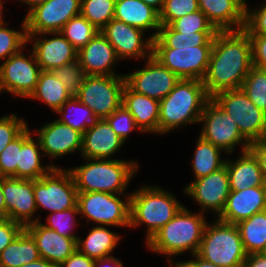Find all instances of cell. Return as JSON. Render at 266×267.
Segmentation results:
<instances>
[{
	"instance_id": "obj_6",
	"label": "cell",
	"mask_w": 266,
	"mask_h": 267,
	"mask_svg": "<svg viewBox=\"0 0 266 267\" xmlns=\"http://www.w3.org/2000/svg\"><path fill=\"white\" fill-rule=\"evenodd\" d=\"M215 220L207 222L196 254L220 267H244L247 253L237 225Z\"/></svg>"
},
{
	"instance_id": "obj_3",
	"label": "cell",
	"mask_w": 266,
	"mask_h": 267,
	"mask_svg": "<svg viewBox=\"0 0 266 267\" xmlns=\"http://www.w3.org/2000/svg\"><path fill=\"white\" fill-rule=\"evenodd\" d=\"M210 97L200 80H183L160 100L158 134H168L190 124H198Z\"/></svg>"
},
{
	"instance_id": "obj_9",
	"label": "cell",
	"mask_w": 266,
	"mask_h": 267,
	"mask_svg": "<svg viewBox=\"0 0 266 267\" xmlns=\"http://www.w3.org/2000/svg\"><path fill=\"white\" fill-rule=\"evenodd\" d=\"M33 193L38 209L50 213L74 208L78 191L68 169L53 168L48 174L33 180Z\"/></svg>"
},
{
	"instance_id": "obj_35",
	"label": "cell",
	"mask_w": 266,
	"mask_h": 267,
	"mask_svg": "<svg viewBox=\"0 0 266 267\" xmlns=\"http://www.w3.org/2000/svg\"><path fill=\"white\" fill-rule=\"evenodd\" d=\"M195 152L193 155L192 171L194 179H198L217 171L225 165L226 159L221 158L223 152L211 142L204 140L200 135L196 140Z\"/></svg>"
},
{
	"instance_id": "obj_15",
	"label": "cell",
	"mask_w": 266,
	"mask_h": 267,
	"mask_svg": "<svg viewBox=\"0 0 266 267\" xmlns=\"http://www.w3.org/2000/svg\"><path fill=\"white\" fill-rule=\"evenodd\" d=\"M80 12L81 0H48L25 15L26 34L60 32Z\"/></svg>"
},
{
	"instance_id": "obj_54",
	"label": "cell",
	"mask_w": 266,
	"mask_h": 267,
	"mask_svg": "<svg viewBox=\"0 0 266 267\" xmlns=\"http://www.w3.org/2000/svg\"><path fill=\"white\" fill-rule=\"evenodd\" d=\"M244 267H266V256L262 253H253L246 256Z\"/></svg>"
},
{
	"instance_id": "obj_18",
	"label": "cell",
	"mask_w": 266,
	"mask_h": 267,
	"mask_svg": "<svg viewBox=\"0 0 266 267\" xmlns=\"http://www.w3.org/2000/svg\"><path fill=\"white\" fill-rule=\"evenodd\" d=\"M2 192L6 204V219L21 224L24 228L40 221L34 218L37 206L33 193V180L3 177Z\"/></svg>"
},
{
	"instance_id": "obj_30",
	"label": "cell",
	"mask_w": 266,
	"mask_h": 267,
	"mask_svg": "<svg viewBox=\"0 0 266 267\" xmlns=\"http://www.w3.org/2000/svg\"><path fill=\"white\" fill-rule=\"evenodd\" d=\"M121 235L110 231L107 226H93L85 239L78 238L77 249L94 260L109 257L120 242Z\"/></svg>"
},
{
	"instance_id": "obj_31",
	"label": "cell",
	"mask_w": 266,
	"mask_h": 267,
	"mask_svg": "<svg viewBox=\"0 0 266 267\" xmlns=\"http://www.w3.org/2000/svg\"><path fill=\"white\" fill-rule=\"evenodd\" d=\"M71 97L64 84L50 70L40 72L35 90L28 98L44 102L56 113Z\"/></svg>"
},
{
	"instance_id": "obj_20",
	"label": "cell",
	"mask_w": 266,
	"mask_h": 267,
	"mask_svg": "<svg viewBox=\"0 0 266 267\" xmlns=\"http://www.w3.org/2000/svg\"><path fill=\"white\" fill-rule=\"evenodd\" d=\"M33 132L39 139L44 156L55 159L81 152L82 133L58 119L44 124L42 128Z\"/></svg>"
},
{
	"instance_id": "obj_57",
	"label": "cell",
	"mask_w": 266,
	"mask_h": 267,
	"mask_svg": "<svg viewBox=\"0 0 266 267\" xmlns=\"http://www.w3.org/2000/svg\"><path fill=\"white\" fill-rule=\"evenodd\" d=\"M2 179L3 177L0 175V217L6 219V204L4 201V196L2 192Z\"/></svg>"
},
{
	"instance_id": "obj_27",
	"label": "cell",
	"mask_w": 266,
	"mask_h": 267,
	"mask_svg": "<svg viewBox=\"0 0 266 267\" xmlns=\"http://www.w3.org/2000/svg\"><path fill=\"white\" fill-rule=\"evenodd\" d=\"M114 19L144 32L155 29L149 34L152 39L157 37L161 27L159 12L142 0H116Z\"/></svg>"
},
{
	"instance_id": "obj_64",
	"label": "cell",
	"mask_w": 266,
	"mask_h": 267,
	"mask_svg": "<svg viewBox=\"0 0 266 267\" xmlns=\"http://www.w3.org/2000/svg\"><path fill=\"white\" fill-rule=\"evenodd\" d=\"M5 218H3V217H0V223L4 220Z\"/></svg>"
},
{
	"instance_id": "obj_33",
	"label": "cell",
	"mask_w": 266,
	"mask_h": 267,
	"mask_svg": "<svg viewBox=\"0 0 266 267\" xmlns=\"http://www.w3.org/2000/svg\"><path fill=\"white\" fill-rule=\"evenodd\" d=\"M217 32H195L181 34L169 25H161L158 35L153 39V48H174L212 46Z\"/></svg>"
},
{
	"instance_id": "obj_59",
	"label": "cell",
	"mask_w": 266,
	"mask_h": 267,
	"mask_svg": "<svg viewBox=\"0 0 266 267\" xmlns=\"http://www.w3.org/2000/svg\"><path fill=\"white\" fill-rule=\"evenodd\" d=\"M145 4L153 7L158 12H160L163 8L165 0H142Z\"/></svg>"
},
{
	"instance_id": "obj_14",
	"label": "cell",
	"mask_w": 266,
	"mask_h": 267,
	"mask_svg": "<svg viewBox=\"0 0 266 267\" xmlns=\"http://www.w3.org/2000/svg\"><path fill=\"white\" fill-rule=\"evenodd\" d=\"M145 64L143 69L124 74L125 84L136 93L160 101L173 90L180 78L153 56L146 59Z\"/></svg>"
},
{
	"instance_id": "obj_39",
	"label": "cell",
	"mask_w": 266,
	"mask_h": 267,
	"mask_svg": "<svg viewBox=\"0 0 266 267\" xmlns=\"http://www.w3.org/2000/svg\"><path fill=\"white\" fill-rule=\"evenodd\" d=\"M241 89L256 107L266 113V70L253 66Z\"/></svg>"
},
{
	"instance_id": "obj_32",
	"label": "cell",
	"mask_w": 266,
	"mask_h": 267,
	"mask_svg": "<svg viewBox=\"0 0 266 267\" xmlns=\"http://www.w3.org/2000/svg\"><path fill=\"white\" fill-rule=\"evenodd\" d=\"M40 258L36 242L24 228L21 233L1 252L0 267H20Z\"/></svg>"
},
{
	"instance_id": "obj_29",
	"label": "cell",
	"mask_w": 266,
	"mask_h": 267,
	"mask_svg": "<svg viewBox=\"0 0 266 267\" xmlns=\"http://www.w3.org/2000/svg\"><path fill=\"white\" fill-rule=\"evenodd\" d=\"M32 134L28 127L22 132V146L17 164V178L20 179L36 180L48 174L53 168H57L54 163L42 165L41 157L44 153H41L43 150L39 139L35 141Z\"/></svg>"
},
{
	"instance_id": "obj_17",
	"label": "cell",
	"mask_w": 266,
	"mask_h": 267,
	"mask_svg": "<svg viewBox=\"0 0 266 267\" xmlns=\"http://www.w3.org/2000/svg\"><path fill=\"white\" fill-rule=\"evenodd\" d=\"M100 32L108 39L121 60L148 59L152 56L153 39L144 38L145 32L138 28L112 19Z\"/></svg>"
},
{
	"instance_id": "obj_4",
	"label": "cell",
	"mask_w": 266,
	"mask_h": 267,
	"mask_svg": "<svg viewBox=\"0 0 266 267\" xmlns=\"http://www.w3.org/2000/svg\"><path fill=\"white\" fill-rule=\"evenodd\" d=\"M86 164L68 168L78 192L124 194L135 177L139 164L135 160L83 159Z\"/></svg>"
},
{
	"instance_id": "obj_43",
	"label": "cell",
	"mask_w": 266,
	"mask_h": 267,
	"mask_svg": "<svg viewBox=\"0 0 266 267\" xmlns=\"http://www.w3.org/2000/svg\"><path fill=\"white\" fill-rule=\"evenodd\" d=\"M52 71L64 84L71 96H76L79 93L80 86L83 84L86 74L78 59L57 67Z\"/></svg>"
},
{
	"instance_id": "obj_8",
	"label": "cell",
	"mask_w": 266,
	"mask_h": 267,
	"mask_svg": "<svg viewBox=\"0 0 266 267\" xmlns=\"http://www.w3.org/2000/svg\"><path fill=\"white\" fill-rule=\"evenodd\" d=\"M211 99L232 118L250 144L263 139L266 113L256 107L241 88L218 92Z\"/></svg>"
},
{
	"instance_id": "obj_13",
	"label": "cell",
	"mask_w": 266,
	"mask_h": 267,
	"mask_svg": "<svg viewBox=\"0 0 266 267\" xmlns=\"http://www.w3.org/2000/svg\"><path fill=\"white\" fill-rule=\"evenodd\" d=\"M212 46L153 48L152 56L180 79L200 80L205 77Z\"/></svg>"
},
{
	"instance_id": "obj_60",
	"label": "cell",
	"mask_w": 266,
	"mask_h": 267,
	"mask_svg": "<svg viewBox=\"0 0 266 267\" xmlns=\"http://www.w3.org/2000/svg\"><path fill=\"white\" fill-rule=\"evenodd\" d=\"M3 0H0V26H2L4 23H6L4 20L5 19H3V15H4V13H3Z\"/></svg>"
},
{
	"instance_id": "obj_62",
	"label": "cell",
	"mask_w": 266,
	"mask_h": 267,
	"mask_svg": "<svg viewBox=\"0 0 266 267\" xmlns=\"http://www.w3.org/2000/svg\"><path fill=\"white\" fill-rule=\"evenodd\" d=\"M262 140L266 143V131Z\"/></svg>"
},
{
	"instance_id": "obj_5",
	"label": "cell",
	"mask_w": 266,
	"mask_h": 267,
	"mask_svg": "<svg viewBox=\"0 0 266 267\" xmlns=\"http://www.w3.org/2000/svg\"><path fill=\"white\" fill-rule=\"evenodd\" d=\"M183 206L168 190L145 184L130 193L129 227L147 226L145 239L148 242Z\"/></svg>"
},
{
	"instance_id": "obj_19",
	"label": "cell",
	"mask_w": 266,
	"mask_h": 267,
	"mask_svg": "<svg viewBox=\"0 0 266 267\" xmlns=\"http://www.w3.org/2000/svg\"><path fill=\"white\" fill-rule=\"evenodd\" d=\"M30 42L41 71H52L77 59L78 51L60 32L27 34V43Z\"/></svg>"
},
{
	"instance_id": "obj_61",
	"label": "cell",
	"mask_w": 266,
	"mask_h": 267,
	"mask_svg": "<svg viewBox=\"0 0 266 267\" xmlns=\"http://www.w3.org/2000/svg\"><path fill=\"white\" fill-rule=\"evenodd\" d=\"M245 8L248 6L247 1L248 0H238Z\"/></svg>"
},
{
	"instance_id": "obj_11",
	"label": "cell",
	"mask_w": 266,
	"mask_h": 267,
	"mask_svg": "<svg viewBox=\"0 0 266 267\" xmlns=\"http://www.w3.org/2000/svg\"><path fill=\"white\" fill-rule=\"evenodd\" d=\"M202 131L200 136L223 152L232 154L237 146L241 151L249 150L250 143L242 136L237 124L211 98L207 101L200 116Z\"/></svg>"
},
{
	"instance_id": "obj_51",
	"label": "cell",
	"mask_w": 266,
	"mask_h": 267,
	"mask_svg": "<svg viewBox=\"0 0 266 267\" xmlns=\"http://www.w3.org/2000/svg\"><path fill=\"white\" fill-rule=\"evenodd\" d=\"M94 259L89 258L76 249L62 264L58 267H94Z\"/></svg>"
},
{
	"instance_id": "obj_37",
	"label": "cell",
	"mask_w": 266,
	"mask_h": 267,
	"mask_svg": "<svg viewBox=\"0 0 266 267\" xmlns=\"http://www.w3.org/2000/svg\"><path fill=\"white\" fill-rule=\"evenodd\" d=\"M60 33L79 51L99 33V30L80 14L71 18Z\"/></svg>"
},
{
	"instance_id": "obj_49",
	"label": "cell",
	"mask_w": 266,
	"mask_h": 267,
	"mask_svg": "<svg viewBox=\"0 0 266 267\" xmlns=\"http://www.w3.org/2000/svg\"><path fill=\"white\" fill-rule=\"evenodd\" d=\"M254 67L266 70V35H249Z\"/></svg>"
},
{
	"instance_id": "obj_53",
	"label": "cell",
	"mask_w": 266,
	"mask_h": 267,
	"mask_svg": "<svg viewBox=\"0 0 266 267\" xmlns=\"http://www.w3.org/2000/svg\"><path fill=\"white\" fill-rule=\"evenodd\" d=\"M191 257H194V260L193 258H191L192 260L191 259L188 261L184 260L182 262L179 260L177 262H174V265L172 267H220L218 265H215L211 262L204 260L197 254L191 255Z\"/></svg>"
},
{
	"instance_id": "obj_55",
	"label": "cell",
	"mask_w": 266,
	"mask_h": 267,
	"mask_svg": "<svg viewBox=\"0 0 266 267\" xmlns=\"http://www.w3.org/2000/svg\"><path fill=\"white\" fill-rule=\"evenodd\" d=\"M94 267H124V265L123 262L120 261V259L115 258L111 255L106 258L95 260Z\"/></svg>"
},
{
	"instance_id": "obj_25",
	"label": "cell",
	"mask_w": 266,
	"mask_h": 267,
	"mask_svg": "<svg viewBox=\"0 0 266 267\" xmlns=\"http://www.w3.org/2000/svg\"><path fill=\"white\" fill-rule=\"evenodd\" d=\"M198 4L218 31L244 29L246 8L238 0H198Z\"/></svg>"
},
{
	"instance_id": "obj_24",
	"label": "cell",
	"mask_w": 266,
	"mask_h": 267,
	"mask_svg": "<svg viewBox=\"0 0 266 267\" xmlns=\"http://www.w3.org/2000/svg\"><path fill=\"white\" fill-rule=\"evenodd\" d=\"M25 229L34 238L40 258L51 262L56 267L77 249L78 239L65 238L55 230L42 225L40 221L27 225Z\"/></svg>"
},
{
	"instance_id": "obj_40",
	"label": "cell",
	"mask_w": 266,
	"mask_h": 267,
	"mask_svg": "<svg viewBox=\"0 0 266 267\" xmlns=\"http://www.w3.org/2000/svg\"><path fill=\"white\" fill-rule=\"evenodd\" d=\"M8 23L0 26V61L8 59L27 46L26 22L22 21L21 30L7 28ZM6 26V27H5Z\"/></svg>"
},
{
	"instance_id": "obj_52",
	"label": "cell",
	"mask_w": 266,
	"mask_h": 267,
	"mask_svg": "<svg viewBox=\"0 0 266 267\" xmlns=\"http://www.w3.org/2000/svg\"><path fill=\"white\" fill-rule=\"evenodd\" d=\"M249 150L257 158L266 183V143L261 139L250 144Z\"/></svg>"
},
{
	"instance_id": "obj_34",
	"label": "cell",
	"mask_w": 266,
	"mask_h": 267,
	"mask_svg": "<svg viewBox=\"0 0 266 267\" xmlns=\"http://www.w3.org/2000/svg\"><path fill=\"white\" fill-rule=\"evenodd\" d=\"M236 225L247 255L261 253L266 247V210L255 213Z\"/></svg>"
},
{
	"instance_id": "obj_47",
	"label": "cell",
	"mask_w": 266,
	"mask_h": 267,
	"mask_svg": "<svg viewBox=\"0 0 266 267\" xmlns=\"http://www.w3.org/2000/svg\"><path fill=\"white\" fill-rule=\"evenodd\" d=\"M116 134L125 142L129 134L139 128L131 113L121 104L110 116L105 119Z\"/></svg>"
},
{
	"instance_id": "obj_45",
	"label": "cell",
	"mask_w": 266,
	"mask_h": 267,
	"mask_svg": "<svg viewBox=\"0 0 266 267\" xmlns=\"http://www.w3.org/2000/svg\"><path fill=\"white\" fill-rule=\"evenodd\" d=\"M28 124L23 118H19L16 114L4 115L0 118V154L6 146L17 138L26 128Z\"/></svg>"
},
{
	"instance_id": "obj_10",
	"label": "cell",
	"mask_w": 266,
	"mask_h": 267,
	"mask_svg": "<svg viewBox=\"0 0 266 267\" xmlns=\"http://www.w3.org/2000/svg\"><path fill=\"white\" fill-rule=\"evenodd\" d=\"M124 76L86 75L75 96L97 119H106L122 104Z\"/></svg>"
},
{
	"instance_id": "obj_41",
	"label": "cell",
	"mask_w": 266,
	"mask_h": 267,
	"mask_svg": "<svg viewBox=\"0 0 266 267\" xmlns=\"http://www.w3.org/2000/svg\"><path fill=\"white\" fill-rule=\"evenodd\" d=\"M76 215H80L77 205L68 210L49 213L46 218L47 223H42V225L51 230H55L65 238L78 239L79 236L72 231L77 226Z\"/></svg>"
},
{
	"instance_id": "obj_58",
	"label": "cell",
	"mask_w": 266,
	"mask_h": 267,
	"mask_svg": "<svg viewBox=\"0 0 266 267\" xmlns=\"http://www.w3.org/2000/svg\"><path fill=\"white\" fill-rule=\"evenodd\" d=\"M15 1H19L21 3H24L27 8L29 9L27 14L34 9L36 6L43 4L44 2L48 1V0H15Z\"/></svg>"
},
{
	"instance_id": "obj_23",
	"label": "cell",
	"mask_w": 266,
	"mask_h": 267,
	"mask_svg": "<svg viewBox=\"0 0 266 267\" xmlns=\"http://www.w3.org/2000/svg\"><path fill=\"white\" fill-rule=\"evenodd\" d=\"M264 210H266V186L250 187L240 191H230L225 207L217 219L237 224Z\"/></svg>"
},
{
	"instance_id": "obj_50",
	"label": "cell",
	"mask_w": 266,
	"mask_h": 267,
	"mask_svg": "<svg viewBox=\"0 0 266 267\" xmlns=\"http://www.w3.org/2000/svg\"><path fill=\"white\" fill-rule=\"evenodd\" d=\"M24 227L10 219L0 223V254L21 233Z\"/></svg>"
},
{
	"instance_id": "obj_2",
	"label": "cell",
	"mask_w": 266,
	"mask_h": 267,
	"mask_svg": "<svg viewBox=\"0 0 266 267\" xmlns=\"http://www.w3.org/2000/svg\"><path fill=\"white\" fill-rule=\"evenodd\" d=\"M196 213L183 206L166 225L145 242L147 248L154 253L166 255L170 267L174 265V256L188 251L191 255L196 254L207 224L204 213Z\"/></svg>"
},
{
	"instance_id": "obj_16",
	"label": "cell",
	"mask_w": 266,
	"mask_h": 267,
	"mask_svg": "<svg viewBox=\"0 0 266 267\" xmlns=\"http://www.w3.org/2000/svg\"><path fill=\"white\" fill-rule=\"evenodd\" d=\"M184 193L199 204L201 213L205 211L214 212V216H219L223 211L227 197L230 193V183L227 168H222L210 173L207 176L194 179L184 189Z\"/></svg>"
},
{
	"instance_id": "obj_7",
	"label": "cell",
	"mask_w": 266,
	"mask_h": 267,
	"mask_svg": "<svg viewBox=\"0 0 266 267\" xmlns=\"http://www.w3.org/2000/svg\"><path fill=\"white\" fill-rule=\"evenodd\" d=\"M78 192L77 206L82 218L102 226L127 227L130 224V193ZM89 220V221H88Z\"/></svg>"
},
{
	"instance_id": "obj_12",
	"label": "cell",
	"mask_w": 266,
	"mask_h": 267,
	"mask_svg": "<svg viewBox=\"0 0 266 267\" xmlns=\"http://www.w3.org/2000/svg\"><path fill=\"white\" fill-rule=\"evenodd\" d=\"M0 64V94L6 91L14 96L13 99L17 96L28 98L35 90L41 72L34 52H28L27 57L21 49Z\"/></svg>"
},
{
	"instance_id": "obj_46",
	"label": "cell",
	"mask_w": 266,
	"mask_h": 267,
	"mask_svg": "<svg viewBox=\"0 0 266 267\" xmlns=\"http://www.w3.org/2000/svg\"><path fill=\"white\" fill-rule=\"evenodd\" d=\"M22 146V133L10 142L0 154V175L17 178L19 151Z\"/></svg>"
},
{
	"instance_id": "obj_28",
	"label": "cell",
	"mask_w": 266,
	"mask_h": 267,
	"mask_svg": "<svg viewBox=\"0 0 266 267\" xmlns=\"http://www.w3.org/2000/svg\"><path fill=\"white\" fill-rule=\"evenodd\" d=\"M236 161L226 159L230 190L240 191L250 187L266 186L259 162L250 151L240 152Z\"/></svg>"
},
{
	"instance_id": "obj_21",
	"label": "cell",
	"mask_w": 266,
	"mask_h": 267,
	"mask_svg": "<svg viewBox=\"0 0 266 267\" xmlns=\"http://www.w3.org/2000/svg\"><path fill=\"white\" fill-rule=\"evenodd\" d=\"M77 59L86 75L124 76L113 70L114 64L120 59L114 47L100 31L78 51Z\"/></svg>"
},
{
	"instance_id": "obj_63",
	"label": "cell",
	"mask_w": 266,
	"mask_h": 267,
	"mask_svg": "<svg viewBox=\"0 0 266 267\" xmlns=\"http://www.w3.org/2000/svg\"><path fill=\"white\" fill-rule=\"evenodd\" d=\"M261 253L266 256V247L264 248V250Z\"/></svg>"
},
{
	"instance_id": "obj_26",
	"label": "cell",
	"mask_w": 266,
	"mask_h": 267,
	"mask_svg": "<svg viewBox=\"0 0 266 267\" xmlns=\"http://www.w3.org/2000/svg\"><path fill=\"white\" fill-rule=\"evenodd\" d=\"M122 104L131 113L140 132L158 133L160 101L132 91L126 84Z\"/></svg>"
},
{
	"instance_id": "obj_1",
	"label": "cell",
	"mask_w": 266,
	"mask_h": 267,
	"mask_svg": "<svg viewBox=\"0 0 266 267\" xmlns=\"http://www.w3.org/2000/svg\"><path fill=\"white\" fill-rule=\"evenodd\" d=\"M252 67L248 33L244 29L218 31L202 79L207 95L211 98L224 90L240 89Z\"/></svg>"
},
{
	"instance_id": "obj_44",
	"label": "cell",
	"mask_w": 266,
	"mask_h": 267,
	"mask_svg": "<svg viewBox=\"0 0 266 267\" xmlns=\"http://www.w3.org/2000/svg\"><path fill=\"white\" fill-rule=\"evenodd\" d=\"M199 10L198 0H165L159 12L161 25H169L172 21Z\"/></svg>"
},
{
	"instance_id": "obj_42",
	"label": "cell",
	"mask_w": 266,
	"mask_h": 267,
	"mask_svg": "<svg viewBox=\"0 0 266 267\" xmlns=\"http://www.w3.org/2000/svg\"><path fill=\"white\" fill-rule=\"evenodd\" d=\"M169 26L174 31L181 34L195 32H218L201 10L182 16L172 21Z\"/></svg>"
},
{
	"instance_id": "obj_48",
	"label": "cell",
	"mask_w": 266,
	"mask_h": 267,
	"mask_svg": "<svg viewBox=\"0 0 266 267\" xmlns=\"http://www.w3.org/2000/svg\"><path fill=\"white\" fill-rule=\"evenodd\" d=\"M261 5L254 10L246 7L244 30L248 35H266V2Z\"/></svg>"
},
{
	"instance_id": "obj_56",
	"label": "cell",
	"mask_w": 266,
	"mask_h": 267,
	"mask_svg": "<svg viewBox=\"0 0 266 267\" xmlns=\"http://www.w3.org/2000/svg\"><path fill=\"white\" fill-rule=\"evenodd\" d=\"M20 267H56V266L43 258H39L34 262L23 264Z\"/></svg>"
},
{
	"instance_id": "obj_22",
	"label": "cell",
	"mask_w": 266,
	"mask_h": 267,
	"mask_svg": "<svg viewBox=\"0 0 266 267\" xmlns=\"http://www.w3.org/2000/svg\"><path fill=\"white\" fill-rule=\"evenodd\" d=\"M124 143L105 119H97L82 134L80 154L83 159H112Z\"/></svg>"
},
{
	"instance_id": "obj_36",
	"label": "cell",
	"mask_w": 266,
	"mask_h": 267,
	"mask_svg": "<svg viewBox=\"0 0 266 267\" xmlns=\"http://www.w3.org/2000/svg\"><path fill=\"white\" fill-rule=\"evenodd\" d=\"M56 113L60 114L61 118H58V120L61 123L78 130L82 134L97 120L93 111L75 96L67 100Z\"/></svg>"
},
{
	"instance_id": "obj_38",
	"label": "cell",
	"mask_w": 266,
	"mask_h": 267,
	"mask_svg": "<svg viewBox=\"0 0 266 267\" xmlns=\"http://www.w3.org/2000/svg\"><path fill=\"white\" fill-rule=\"evenodd\" d=\"M116 0H81L80 14L101 31L112 19Z\"/></svg>"
}]
</instances>
